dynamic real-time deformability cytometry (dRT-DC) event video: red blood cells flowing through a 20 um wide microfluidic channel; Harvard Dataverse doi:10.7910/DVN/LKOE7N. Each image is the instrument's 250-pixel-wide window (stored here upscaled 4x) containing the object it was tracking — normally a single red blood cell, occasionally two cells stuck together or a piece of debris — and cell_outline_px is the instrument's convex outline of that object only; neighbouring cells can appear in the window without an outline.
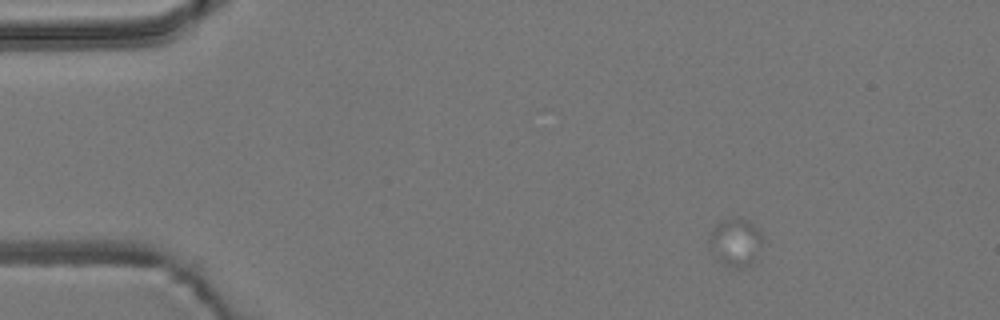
{"species": "common noctule bat (a hibernating species)", "species_latin": "Nyctalus noctula", "temperature_condition": "room temperature", "stored_images_in_passage": 17, "camera_frame_rate_fps": 3000, "um_per_image_px": 0.085, "animal": {"sex": "male", "body_mass_g": 19.2, "forearm_length_mm": 51.8}, "frame": {"image": 1, "passage_image": 1, "time_ms": 0.0, "image_size_px": [1000, 320], "cell_outline_px": [[764, 240], [752, 264], [740, 268], [736, 268], [716, 260], [712, 256], [708, 240], [708, 236], [716, 224], [724, 220], [748, 220], [760, 228], [764, 236]], "centroid_in_image_um": [62.53, 20.61], "position_along_channel_um": 22.5, "area_um2": 15.03}}
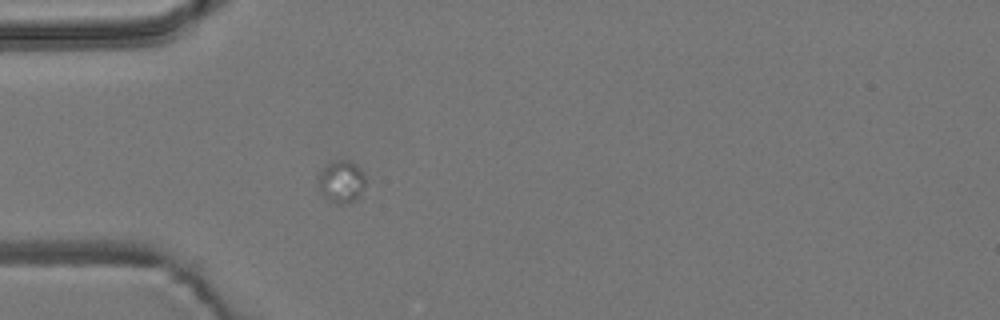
{"frame": {"image": 2, "passage_image": 10, "time_ms": 3.0, "image_size_px": [1000, 320], "cell_outline_px": [[364, 184], [360, 196], [356, 200], [344, 204], [336, 204], [328, 200], [320, 192], [316, 176], [328, 164], [336, 160], [348, 160], [356, 164], [364, 172]], "centroid_in_image_um": [29.0, 15.45], "position_along_channel_um": 56.0, "area_um2": 11.79}}